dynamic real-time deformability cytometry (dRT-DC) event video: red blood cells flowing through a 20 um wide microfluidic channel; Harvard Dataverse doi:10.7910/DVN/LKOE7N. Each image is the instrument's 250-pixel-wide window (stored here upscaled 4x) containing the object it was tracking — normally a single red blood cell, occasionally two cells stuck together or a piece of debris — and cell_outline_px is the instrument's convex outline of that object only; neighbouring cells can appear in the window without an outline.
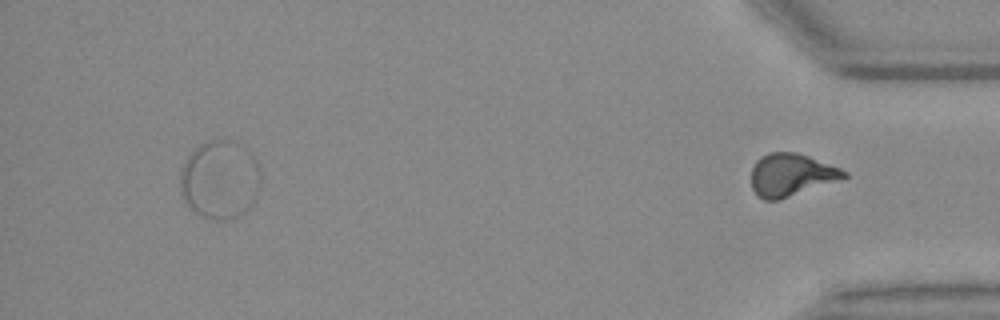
{"species": "Egyptian fruit bat (a non-hibernating species)", "species_latin": "Rousettus aegyptiacus", "temperature_condition": "warm", "stored_images_in_passage": 54, "segment_of_instrument_passage": [2, 2], "camera_frame_rate_fps": 3000, "um_per_image_px": 0.085, "animal": {"sex": "female"}, "frame": {"image": 1, "passage_image": 54, "time_ms": 17.667, "image_size_px": [1000, 320], "cell_outline_px": [[848, 176], [780, 200], [764, 200], [756, 196], [752, 188], [752, 168], [756, 160], [760, 156], [768, 152], [796, 152], [808, 156], [840, 168], [848, 172]], "centroid_in_image_um": [67.2, 14.86], "position_along_channel_um": 368.0, "area_um2": 22.89}}